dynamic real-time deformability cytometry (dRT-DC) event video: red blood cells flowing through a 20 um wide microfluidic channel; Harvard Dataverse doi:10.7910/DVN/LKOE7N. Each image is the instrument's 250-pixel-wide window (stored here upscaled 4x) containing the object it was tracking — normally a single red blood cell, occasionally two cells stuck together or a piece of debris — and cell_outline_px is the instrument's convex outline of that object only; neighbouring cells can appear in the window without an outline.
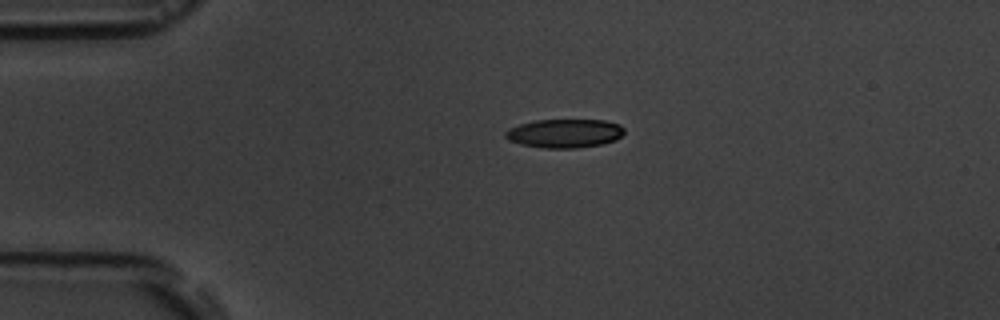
{"species": "common noctule bat (a hibernating species)", "species_latin": "Nyctalus noctula", "temperature_condition": "room temperature", "stored_images_in_passage": 2, "camera_frame_rate_fps": 3000, "um_per_image_px": 0.085, "animal": {"sex": "male", "body_mass_g": 19.5, "forearm_length_mm": 54.6}, "frame": {"image": 1, "passage_image": 1, "time_ms": 0.0, "image_size_px": [1000, 320], "cell_outline_px": [[624, 132], [616, 140], [600, 144], [576, 148], [544, 148], [520, 144], [508, 140], [504, 136], [504, 132], [508, 128], [520, 124], [536, 120], [604, 120], [620, 124], [624, 128]], "centroid_in_image_um": [47.97, 11.33], "position_along_channel_um": 37.0, "area_um2": 19.94}}